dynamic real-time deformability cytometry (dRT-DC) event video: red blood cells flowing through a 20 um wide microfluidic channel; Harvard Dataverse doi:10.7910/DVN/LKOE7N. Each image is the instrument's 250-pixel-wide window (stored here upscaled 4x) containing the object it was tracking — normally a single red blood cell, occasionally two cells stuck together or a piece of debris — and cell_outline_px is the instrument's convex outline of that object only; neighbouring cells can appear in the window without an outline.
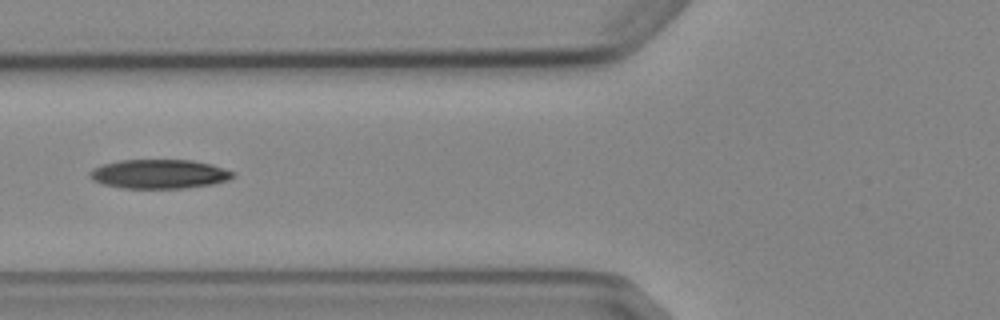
{"species": "Egyptian fruit bat (a non-hibernating species)", "species_latin": "Rousettus aegyptiacus", "temperature_condition": "cold", "stored_images_in_passage": 6, "camera_frame_rate_fps": 3000, "um_per_image_px": 0.085, "animal": {"sex": "female"}, "frame": {"image": 1, "passage_image": 6, "time_ms": 6.667, "image_size_px": [1000, 320], "cell_outline_px": [[236, 172], [228, 180], [212, 184], [184, 188], [120, 188], [104, 184], [92, 180], [88, 176], [88, 172], [104, 164], [120, 160], [192, 160], [212, 164]], "centroid_in_image_um": [13.54, 14.79], "position_along_channel_um": 112.3, "area_um2": 24.28}}